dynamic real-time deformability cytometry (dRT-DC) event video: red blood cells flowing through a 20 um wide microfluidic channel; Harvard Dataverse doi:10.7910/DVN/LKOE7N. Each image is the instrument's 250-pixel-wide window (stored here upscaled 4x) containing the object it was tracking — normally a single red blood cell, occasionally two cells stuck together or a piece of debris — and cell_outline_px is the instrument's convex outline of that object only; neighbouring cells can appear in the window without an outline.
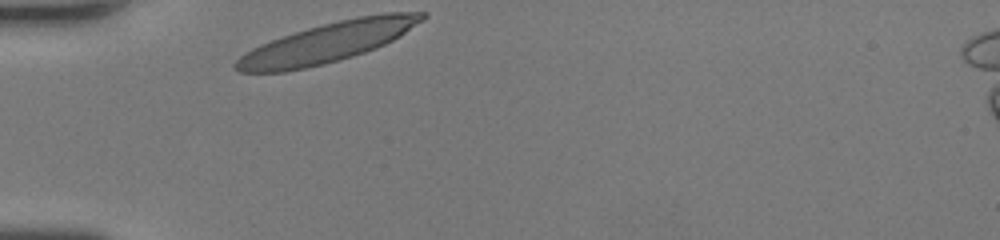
{"species": "human", "species_latin": "Homo sapiens", "temperature_condition": "room temperature", "stored_images_in_passage": 27, "camera_frame_rate_fps": 3000, "um_per_image_px": 0.085, "donor": {"sex": "female"}, "frame": {"image": 1, "passage_image": 1, "time_ms": 0.0, "image_size_px": [1000, 240], "cell_outline_px": [[424, 16], [396, 36], [380, 44], [332, 60], [316, 64], [296, 68], [272, 72], [252, 72], [240, 68], [244, 56], [268, 44], [316, 28], [348, 20], [368, 16]], "centroid_in_image_um": [27.74, 3.67], "position_along_channel_um": 57.3, "area_um2": 35.66}}
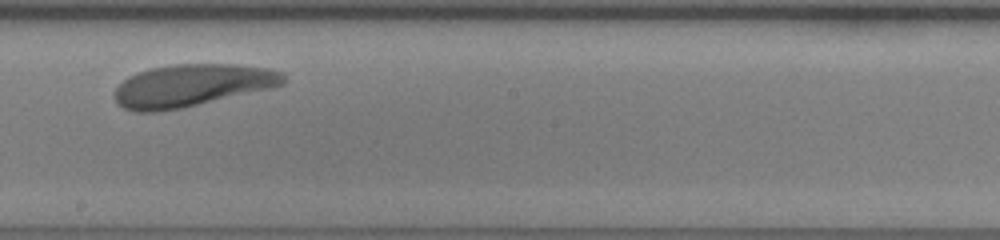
{"frame": {"image": 2, "passage_image": 15, "time_ms": 4.667, "image_size_px": [1000, 240], "cell_outline_px": [[264, 76], [260, 80], [188, 104], [168, 108], [132, 108], [124, 104], [120, 100], [120, 92], [128, 84], [224, 68]], "centroid_in_image_um": [15.64, 7.52], "position_along_channel_um": 232.6, "area_um2": 23.99}}
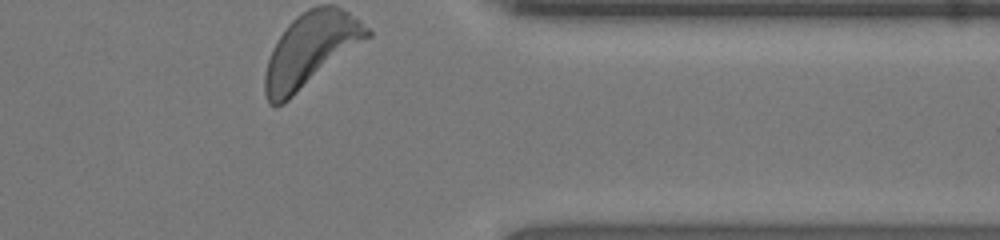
{"frame": {"image": 3, "passage_image": 27, "time_ms": 8.667, "image_size_px": [1000, 240], "cell_outline_px": [[348, 32], [304, 80], [280, 104], [272, 104], [268, 96], [268, 64], [272, 52], [276, 44], [284, 32], [300, 16], [308, 12]], "centroid_in_image_um": [25.49, 4.6], "position_along_channel_um": 385.9, "area_um2": 27.46}}